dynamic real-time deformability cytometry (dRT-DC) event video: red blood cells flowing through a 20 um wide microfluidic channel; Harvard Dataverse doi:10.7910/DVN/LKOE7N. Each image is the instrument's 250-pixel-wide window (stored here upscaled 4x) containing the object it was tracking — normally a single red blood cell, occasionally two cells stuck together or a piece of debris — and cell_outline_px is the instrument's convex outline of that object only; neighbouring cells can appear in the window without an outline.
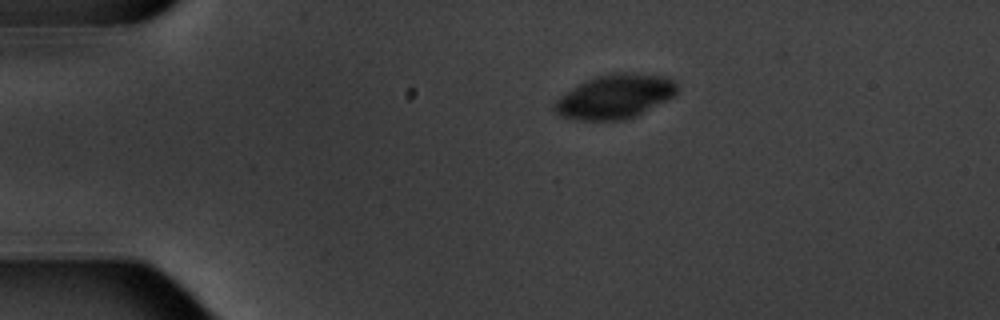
{"species": "common noctule bat (a hibernating species)", "species_latin": "Nyctalus noctula", "temperature_condition": "warm", "stored_images_in_passage": 4, "camera_frame_rate_fps": 3000, "um_per_image_px": 0.085, "animal": {"sex": "male", "body_mass_g": 20.1, "forearm_length_mm": 53.5}, "frame": {"image": 1, "passage_image": 4, "time_ms": 4.333, "image_size_px": [1000, 320], "cell_outline_px": [[680, 88], [676, 96], [636, 116], [624, 120], [572, 120], [560, 116], [552, 108], [552, 104], [556, 100], [580, 84], [596, 76], [620, 72], [632, 72], [668, 76], [676, 80]], "centroid_in_image_um": [52.35, 8.2], "position_along_channel_um": 32.6, "area_um2": 31.91}}